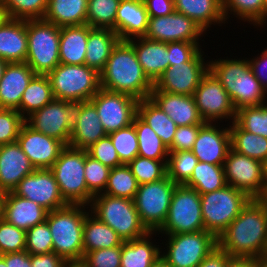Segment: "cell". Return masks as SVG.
Here are the masks:
<instances>
[{"label":"cell","instance_id":"cell-66","mask_svg":"<svg viewBox=\"0 0 267 267\" xmlns=\"http://www.w3.org/2000/svg\"><path fill=\"white\" fill-rule=\"evenodd\" d=\"M267 27V0H263V28Z\"/></svg>","mask_w":267,"mask_h":267},{"label":"cell","instance_id":"cell-60","mask_svg":"<svg viewBox=\"0 0 267 267\" xmlns=\"http://www.w3.org/2000/svg\"><path fill=\"white\" fill-rule=\"evenodd\" d=\"M65 260L54 252L31 255V267H63Z\"/></svg>","mask_w":267,"mask_h":267},{"label":"cell","instance_id":"cell-63","mask_svg":"<svg viewBox=\"0 0 267 267\" xmlns=\"http://www.w3.org/2000/svg\"><path fill=\"white\" fill-rule=\"evenodd\" d=\"M63 267H89L84 259L66 260Z\"/></svg>","mask_w":267,"mask_h":267},{"label":"cell","instance_id":"cell-73","mask_svg":"<svg viewBox=\"0 0 267 267\" xmlns=\"http://www.w3.org/2000/svg\"><path fill=\"white\" fill-rule=\"evenodd\" d=\"M265 182H267V163L265 164Z\"/></svg>","mask_w":267,"mask_h":267},{"label":"cell","instance_id":"cell-69","mask_svg":"<svg viewBox=\"0 0 267 267\" xmlns=\"http://www.w3.org/2000/svg\"><path fill=\"white\" fill-rule=\"evenodd\" d=\"M4 195H5V192L0 189V218H2Z\"/></svg>","mask_w":267,"mask_h":267},{"label":"cell","instance_id":"cell-54","mask_svg":"<svg viewBox=\"0 0 267 267\" xmlns=\"http://www.w3.org/2000/svg\"><path fill=\"white\" fill-rule=\"evenodd\" d=\"M83 259L89 267H120L121 246L87 252Z\"/></svg>","mask_w":267,"mask_h":267},{"label":"cell","instance_id":"cell-40","mask_svg":"<svg viewBox=\"0 0 267 267\" xmlns=\"http://www.w3.org/2000/svg\"><path fill=\"white\" fill-rule=\"evenodd\" d=\"M223 12L227 25L231 24L230 17H235L242 24L246 22L259 31L263 29V0H223Z\"/></svg>","mask_w":267,"mask_h":267},{"label":"cell","instance_id":"cell-13","mask_svg":"<svg viewBox=\"0 0 267 267\" xmlns=\"http://www.w3.org/2000/svg\"><path fill=\"white\" fill-rule=\"evenodd\" d=\"M193 97L204 122L222 124L227 121L226 124H231L235 121L236 108L229 94L210 70L201 79Z\"/></svg>","mask_w":267,"mask_h":267},{"label":"cell","instance_id":"cell-53","mask_svg":"<svg viewBox=\"0 0 267 267\" xmlns=\"http://www.w3.org/2000/svg\"><path fill=\"white\" fill-rule=\"evenodd\" d=\"M86 151L89 156L110 168L123 165L108 134L92 144Z\"/></svg>","mask_w":267,"mask_h":267},{"label":"cell","instance_id":"cell-49","mask_svg":"<svg viewBox=\"0 0 267 267\" xmlns=\"http://www.w3.org/2000/svg\"><path fill=\"white\" fill-rule=\"evenodd\" d=\"M111 168L103 165L99 160H96L86 155L84 176L88 191L96 196L104 192Z\"/></svg>","mask_w":267,"mask_h":267},{"label":"cell","instance_id":"cell-41","mask_svg":"<svg viewBox=\"0 0 267 267\" xmlns=\"http://www.w3.org/2000/svg\"><path fill=\"white\" fill-rule=\"evenodd\" d=\"M132 124L135 126L138 139V156L153 160H168L169 149L156 132L137 114Z\"/></svg>","mask_w":267,"mask_h":267},{"label":"cell","instance_id":"cell-47","mask_svg":"<svg viewBox=\"0 0 267 267\" xmlns=\"http://www.w3.org/2000/svg\"><path fill=\"white\" fill-rule=\"evenodd\" d=\"M122 164L127 165L138 156V139L133 124L108 134Z\"/></svg>","mask_w":267,"mask_h":267},{"label":"cell","instance_id":"cell-21","mask_svg":"<svg viewBox=\"0 0 267 267\" xmlns=\"http://www.w3.org/2000/svg\"><path fill=\"white\" fill-rule=\"evenodd\" d=\"M205 122L199 130L192 152L198 161L214 165H224L229 150L231 137L229 124Z\"/></svg>","mask_w":267,"mask_h":267},{"label":"cell","instance_id":"cell-30","mask_svg":"<svg viewBox=\"0 0 267 267\" xmlns=\"http://www.w3.org/2000/svg\"><path fill=\"white\" fill-rule=\"evenodd\" d=\"M128 41L133 45L143 71L155 83L169 66L167 43L145 37H137Z\"/></svg>","mask_w":267,"mask_h":267},{"label":"cell","instance_id":"cell-44","mask_svg":"<svg viewBox=\"0 0 267 267\" xmlns=\"http://www.w3.org/2000/svg\"><path fill=\"white\" fill-rule=\"evenodd\" d=\"M121 0H88L86 24L115 31V18Z\"/></svg>","mask_w":267,"mask_h":267},{"label":"cell","instance_id":"cell-24","mask_svg":"<svg viewBox=\"0 0 267 267\" xmlns=\"http://www.w3.org/2000/svg\"><path fill=\"white\" fill-rule=\"evenodd\" d=\"M36 74L26 63H8L0 80V109H14L20 113L23 92Z\"/></svg>","mask_w":267,"mask_h":267},{"label":"cell","instance_id":"cell-25","mask_svg":"<svg viewBox=\"0 0 267 267\" xmlns=\"http://www.w3.org/2000/svg\"><path fill=\"white\" fill-rule=\"evenodd\" d=\"M48 211L34 201L19 197L12 191L6 192L3 200L2 218L20 228L28 231L36 224L46 220Z\"/></svg>","mask_w":267,"mask_h":267},{"label":"cell","instance_id":"cell-50","mask_svg":"<svg viewBox=\"0 0 267 267\" xmlns=\"http://www.w3.org/2000/svg\"><path fill=\"white\" fill-rule=\"evenodd\" d=\"M25 251L30 255L53 252V239L46 220L26 231Z\"/></svg>","mask_w":267,"mask_h":267},{"label":"cell","instance_id":"cell-72","mask_svg":"<svg viewBox=\"0 0 267 267\" xmlns=\"http://www.w3.org/2000/svg\"><path fill=\"white\" fill-rule=\"evenodd\" d=\"M0 267H7L5 260L0 256Z\"/></svg>","mask_w":267,"mask_h":267},{"label":"cell","instance_id":"cell-17","mask_svg":"<svg viewBox=\"0 0 267 267\" xmlns=\"http://www.w3.org/2000/svg\"><path fill=\"white\" fill-rule=\"evenodd\" d=\"M226 183L258 198L265 185V164L230 149L224 161Z\"/></svg>","mask_w":267,"mask_h":267},{"label":"cell","instance_id":"cell-27","mask_svg":"<svg viewBox=\"0 0 267 267\" xmlns=\"http://www.w3.org/2000/svg\"><path fill=\"white\" fill-rule=\"evenodd\" d=\"M149 22L146 6L138 0H121L115 18V33L120 40L144 37Z\"/></svg>","mask_w":267,"mask_h":267},{"label":"cell","instance_id":"cell-2","mask_svg":"<svg viewBox=\"0 0 267 267\" xmlns=\"http://www.w3.org/2000/svg\"><path fill=\"white\" fill-rule=\"evenodd\" d=\"M99 74L101 88L130 95L138 101L150 98L154 87L128 40H119Z\"/></svg>","mask_w":267,"mask_h":267},{"label":"cell","instance_id":"cell-56","mask_svg":"<svg viewBox=\"0 0 267 267\" xmlns=\"http://www.w3.org/2000/svg\"><path fill=\"white\" fill-rule=\"evenodd\" d=\"M202 125L203 124L179 126L174 134L172 146L169 148V151L192 150Z\"/></svg>","mask_w":267,"mask_h":267},{"label":"cell","instance_id":"cell-15","mask_svg":"<svg viewBox=\"0 0 267 267\" xmlns=\"http://www.w3.org/2000/svg\"><path fill=\"white\" fill-rule=\"evenodd\" d=\"M107 134L126 128L137 114L138 100L130 95L103 88L91 98Z\"/></svg>","mask_w":267,"mask_h":267},{"label":"cell","instance_id":"cell-34","mask_svg":"<svg viewBox=\"0 0 267 267\" xmlns=\"http://www.w3.org/2000/svg\"><path fill=\"white\" fill-rule=\"evenodd\" d=\"M88 0H48L43 19L58 27L86 24Z\"/></svg>","mask_w":267,"mask_h":267},{"label":"cell","instance_id":"cell-19","mask_svg":"<svg viewBox=\"0 0 267 267\" xmlns=\"http://www.w3.org/2000/svg\"><path fill=\"white\" fill-rule=\"evenodd\" d=\"M207 35L192 19L182 13L174 11L170 15L149 17L145 38L168 42H204ZM201 40V41H200Z\"/></svg>","mask_w":267,"mask_h":267},{"label":"cell","instance_id":"cell-59","mask_svg":"<svg viewBox=\"0 0 267 267\" xmlns=\"http://www.w3.org/2000/svg\"><path fill=\"white\" fill-rule=\"evenodd\" d=\"M232 257L220 249L218 246L214 248L209 255L198 265V267H227Z\"/></svg>","mask_w":267,"mask_h":267},{"label":"cell","instance_id":"cell-71","mask_svg":"<svg viewBox=\"0 0 267 267\" xmlns=\"http://www.w3.org/2000/svg\"><path fill=\"white\" fill-rule=\"evenodd\" d=\"M259 267H267V259H259Z\"/></svg>","mask_w":267,"mask_h":267},{"label":"cell","instance_id":"cell-5","mask_svg":"<svg viewBox=\"0 0 267 267\" xmlns=\"http://www.w3.org/2000/svg\"><path fill=\"white\" fill-rule=\"evenodd\" d=\"M89 208L95 217L110 226L123 241L143 237L149 232L142 224L132 199L101 193L93 197Z\"/></svg>","mask_w":267,"mask_h":267},{"label":"cell","instance_id":"cell-31","mask_svg":"<svg viewBox=\"0 0 267 267\" xmlns=\"http://www.w3.org/2000/svg\"><path fill=\"white\" fill-rule=\"evenodd\" d=\"M157 234V232H148L143 237L124 241L121 246L120 267H152L161 257V248L163 247L157 245L160 240L158 239V243L156 242L157 239L154 238V235L159 237Z\"/></svg>","mask_w":267,"mask_h":267},{"label":"cell","instance_id":"cell-51","mask_svg":"<svg viewBox=\"0 0 267 267\" xmlns=\"http://www.w3.org/2000/svg\"><path fill=\"white\" fill-rule=\"evenodd\" d=\"M26 231L0 218V255L25 251Z\"/></svg>","mask_w":267,"mask_h":267},{"label":"cell","instance_id":"cell-58","mask_svg":"<svg viewBox=\"0 0 267 267\" xmlns=\"http://www.w3.org/2000/svg\"><path fill=\"white\" fill-rule=\"evenodd\" d=\"M144 4L149 17L166 16L175 11L174 0H147Z\"/></svg>","mask_w":267,"mask_h":267},{"label":"cell","instance_id":"cell-43","mask_svg":"<svg viewBox=\"0 0 267 267\" xmlns=\"http://www.w3.org/2000/svg\"><path fill=\"white\" fill-rule=\"evenodd\" d=\"M198 158L191 150L169 151L167 176L177 185H184L192 176Z\"/></svg>","mask_w":267,"mask_h":267},{"label":"cell","instance_id":"cell-7","mask_svg":"<svg viewBox=\"0 0 267 267\" xmlns=\"http://www.w3.org/2000/svg\"><path fill=\"white\" fill-rule=\"evenodd\" d=\"M55 99L80 103L90 101L100 90V74L87 65L59 64L47 74Z\"/></svg>","mask_w":267,"mask_h":267},{"label":"cell","instance_id":"cell-3","mask_svg":"<svg viewBox=\"0 0 267 267\" xmlns=\"http://www.w3.org/2000/svg\"><path fill=\"white\" fill-rule=\"evenodd\" d=\"M230 56L209 59V70L229 94L236 110L266 104L267 93L251 71L247 56Z\"/></svg>","mask_w":267,"mask_h":267},{"label":"cell","instance_id":"cell-68","mask_svg":"<svg viewBox=\"0 0 267 267\" xmlns=\"http://www.w3.org/2000/svg\"><path fill=\"white\" fill-rule=\"evenodd\" d=\"M7 64H8V62L0 59V80L3 77V74H4V71H5Z\"/></svg>","mask_w":267,"mask_h":267},{"label":"cell","instance_id":"cell-70","mask_svg":"<svg viewBox=\"0 0 267 267\" xmlns=\"http://www.w3.org/2000/svg\"><path fill=\"white\" fill-rule=\"evenodd\" d=\"M260 259H267V235H266V241H265V245H264Z\"/></svg>","mask_w":267,"mask_h":267},{"label":"cell","instance_id":"cell-18","mask_svg":"<svg viewBox=\"0 0 267 267\" xmlns=\"http://www.w3.org/2000/svg\"><path fill=\"white\" fill-rule=\"evenodd\" d=\"M12 192L34 201L48 212L68 205L50 169H35L33 173L26 175Z\"/></svg>","mask_w":267,"mask_h":267},{"label":"cell","instance_id":"cell-61","mask_svg":"<svg viewBox=\"0 0 267 267\" xmlns=\"http://www.w3.org/2000/svg\"><path fill=\"white\" fill-rule=\"evenodd\" d=\"M0 256L5 260L7 267H31V255L26 251Z\"/></svg>","mask_w":267,"mask_h":267},{"label":"cell","instance_id":"cell-9","mask_svg":"<svg viewBox=\"0 0 267 267\" xmlns=\"http://www.w3.org/2000/svg\"><path fill=\"white\" fill-rule=\"evenodd\" d=\"M28 52L26 63L35 74L47 75L60 64V27L44 19L26 20Z\"/></svg>","mask_w":267,"mask_h":267},{"label":"cell","instance_id":"cell-62","mask_svg":"<svg viewBox=\"0 0 267 267\" xmlns=\"http://www.w3.org/2000/svg\"><path fill=\"white\" fill-rule=\"evenodd\" d=\"M227 267H259V262L252 258H232Z\"/></svg>","mask_w":267,"mask_h":267},{"label":"cell","instance_id":"cell-20","mask_svg":"<svg viewBox=\"0 0 267 267\" xmlns=\"http://www.w3.org/2000/svg\"><path fill=\"white\" fill-rule=\"evenodd\" d=\"M17 143L35 169H50L66 146L60 140L35 131L26 122L20 129Z\"/></svg>","mask_w":267,"mask_h":267},{"label":"cell","instance_id":"cell-28","mask_svg":"<svg viewBox=\"0 0 267 267\" xmlns=\"http://www.w3.org/2000/svg\"><path fill=\"white\" fill-rule=\"evenodd\" d=\"M174 8L192 19L206 34L212 26L226 27L223 0H174Z\"/></svg>","mask_w":267,"mask_h":267},{"label":"cell","instance_id":"cell-12","mask_svg":"<svg viewBox=\"0 0 267 267\" xmlns=\"http://www.w3.org/2000/svg\"><path fill=\"white\" fill-rule=\"evenodd\" d=\"M176 185L167 175L161 180L139 185L133 201L149 232H157L165 222Z\"/></svg>","mask_w":267,"mask_h":267},{"label":"cell","instance_id":"cell-38","mask_svg":"<svg viewBox=\"0 0 267 267\" xmlns=\"http://www.w3.org/2000/svg\"><path fill=\"white\" fill-rule=\"evenodd\" d=\"M54 99L47 75L36 74L23 92L20 101V114L26 119Z\"/></svg>","mask_w":267,"mask_h":267},{"label":"cell","instance_id":"cell-42","mask_svg":"<svg viewBox=\"0 0 267 267\" xmlns=\"http://www.w3.org/2000/svg\"><path fill=\"white\" fill-rule=\"evenodd\" d=\"M139 184L135 176L131 173L130 168L123 164L111 168L108 182L103 194L134 199Z\"/></svg>","mask_w":267,"mask_h":267},{"label":"cell","instance_id":"cell-11","mask_svg":"<svg viewBox=\"0 0 267 267\" xmlns=\"http://www.w3.org/2000/svg\"><path fill=\"white\" fill-rule=\"evenodd\" d=\"M202 230H205V228L199 192L186 185H176L167 218L157 231L158 235H173Z\"/></svg>","mask_w":267,"mask_h":267},{"label":"cell","instance_id":"cell-16","mask_svg":"<svg viewBox=\"0 0 267 267\" xmlns=\"http://www.w3.org/2000/svg\"><path fill=\"white\" fill-rule=\"evenodd\" d=\"M76 103L54 99L33 112L25 122L35 131L69 145Z\"/></svg>","mask_w":267,"mask_h":267},{"label":"cell","instance_id":"cell-35","mask_svg":"<svg viewBox=\"0 0 267 267\" xmlns=\"http://www.w3.org/2000/svg\"><path fill=\"white\" fill-rule=\"evenodd\" d=\"M123 239L108 225L101 222L91 212L84 219V254L90 251L122 246Z\"/></svg>","mask_w":267,"mask_h":267},{"label":"cell","instance_id":"cell-8","mask_svg":"<svg viewBox=\"0 0 267 267\" xmlns=\"http://www.w3.org/2000/svg\"><path fill=\"white\" fill-rule=\"evenodd\" d=\"M250 199L245 192L228 184L219 190L201 194V211L205 230L218 238Z\"/></svg>","mask_w":267,"mask_h":267},{"label":"cell","instance_id":"cell-29","mask_svg":"<svg viewBox=\"0 0 267 267\" xmlns=\"http://www.w3.org/2000/svg\"><path fill=\"white\" fill-rule=\"evenodd\" d=\"M28 52L26 20L10 18L0 26V59L23 63Z\"/></svg>","mask_w":267,"mask_h":267},{"label":"cell","instance_id":"cell-67","mask_svg":"<svg viewBox=\"0 0 267 267\" xmlns=\"http://www.w3.org/2000/svg\"><path fill=\"white\" fill-rule=\"evenodd\" d=\"M152 267H171L162 257H160Z\"/></svg>","mask_w":267,"mask_h":267},{"label":"cell","instance_id":"cell-33","mask_svg":"<svg viewBox=\"0 0 267 267\" xmlns=\"http://www.w3.org/2000/svg\"><path fill=\"white\" fill-rule=\"evenodd\" d=\"M119 40L113 29L92 28L89 26L85 65L100 73L105 67L112 49Z\"/></svg>","mask_w":267,"mask_h":267},{"label":"cell","instance_id":"cell-23","mask_svg":"<svg viewBox=\"0 0 267 267\" xmlns=\"http://www.w3.org/2000/svg\"><path fill=\"white\" fill-rule=\"evenodd\" d=\"M35 170L17 142L0 146V189L10 192Z\"/></svg>","mask_w":267,"mask_h":267},{"label":"cell","instance_id":"cell-65","mask_svg":"<svg viewBox=\"0 0 267 267\" xmlns=\"http://www.w3.org/2000/svg\"><path fill=\"white\" fill-rule=\"evenodd\" d=\"M257 199L267 208V182H265L262 194Z\"/></svg>","mask_w":267,"mask_h":267},{"label":"cell","instance_id":"cell-36","mask_svg":"<svg viewBox=\"0 0 267 267\" xmlns=\"http://www.w3.org/2000/svg\"><path fill=\"white\" fill-rule=\"evenodd\" d=\"M137 115L156 132L168 149L172 146L178 126L151 98L138 101Z\"/></svg>","mask_w":267,"mask_h":267},{"label":"cell","instance_id":"cell-22","mask_svg":"<svg viewBox=\"0 0 267 267\" xmlns=\"http://www.w3.org/2000/svg\"><path fill=\"white\" fill-rule=\"evenodd\" d=\"M106 135L95 106L90 101L76 103L69 146L86 150Z\"/></svg>","mask_w":267,"mask_h":267},{"label":"cell","instance_id":"cell-10","mask_svg":"<svg viewBox=\"0 0 267 267\" xmlns=\"http://www.w3.org/2000/svg\"><path fill=\"white\" fill-rule=\"evenodd\" d=\"M162 236L161 257L171 267H198L217 247V238L206 230Z\"/></svg>","mask_w":267,"mask_h":267},{"label":"cell","instance_id":"cell-6","mask_svg":"<svg viewBox=\"0 0 267 267\" xmlns=\"http://www.w3.org/2000/svg\"><path fill=\"white\" fill-rule=\"evenodd\" d=\"M87 151L66 145L50 168L60 193L68 204L89 206L93 195L88 191L84 176Z\"/></svg>","mask_w":267,"mask_h":267},{"label":"cell","instance_id":"cell-57","mask_svg":"<svg viewBox=\"0 0 267 267\" xmlns=\"http://www.w3.org/2000/svg\"><path fill=\"white\" fill-rule=\"evenodd\" d=\"M249 67L267 93V47L257 55L248 58Z\"/></svg>","mask_w":267,"mask_h":267},{"label":"cell","instance_id":"cell-26","mask_svg":"<svg viewBox=\"0 0 267 267\" xmlns=\"http://www.w3.org/2000/svg\"><path fill=\"white\" fill-rule=\"evenodd\" d=\"M150 98L179 126L204 124L193 96L151 91Z\"/></svg>","mask_w":267,"mask_h":267},{"label":"cell","instance_id":"cell-39","mask_svg":"<svg viewBox=\"0 0 267 267\" xmlns=\"http://www.w3.org/2000/svg\"><path fill=\"white\" fill-rule=\"evenodd\" d=\"M184 185L194 188L200 195L219 190L227 185L224 167L199 161Z\"/></svg>","mask_w":267,"mask_h":267},{"label":"cell","instance_id":"cell-52","mask_svg":"<svg viewBox=\"0 0 267 267\" xmlns=\"http://www.w3.org/2000/svg\"><path fill=\"white\" fill-rule=\"evenodd\" d=\"M25 118L14 109H0V146L17 142Z\"/></svg>","mask_w":267,"mask_h":267},{"label":"cell","instance_id":"cell-45","mask_svg":"<svg viewBox=\"0 0 267 267\" xmlns=\"http://www.w3.org/2000/svg\"><path fill=\"white\" fill-rule=\"evenodd\" d=\"M167 160L136 156L127 164L139 185L161 180L167 175Z\"/></svg>","mask_w":267,"mask_h":267},{"label":"cell","instance_id":"cell-14","mask_svg":"<svg viewBox=\"0 0 267 267\" xmlns=\"http://www.w3.org/2000/svg\"><path fill=\"white\" fill-rule=\"evenodd\" d=\"M205 53L201 49L190 61L168 66L154 83L152 91L193 96L201 79L209 71V56Z\"/></svg>","mask_w":267,"mask_h":267},{"label":"cell","instance_id":"cell-55","mask_svg":"<svg viewBox=\"0 0 267 267\" xmlns=\"http://www.w3.org/2000/svg\"><path fill=\"white\" fill-rule=\"evenodd\" d=\"M202 42H168L169 66L190 61L202 48Z\"/></svg>","mask_w":267,"mask_h":267},{"label":"cell","instance_id":"cell-64","mask_svg":"<svg viewBox=\"0 0 267 267\" xmlns=\"http://www.w3.org/2000/svg\"><path fill=\"white\" fill-rule=\"evenodd\" d=\"M10 17L8 15L6 7L3 5L2 0H0V26L3 25Z\"/></svg>","mask_w":267,"mask_h":267},{"label":"cell","instance_id":"cell-4","mask_svg":"<svg viewBox=\"0 0 267 267\" xmlns=\"http://www.w3.org/2000/svg\"><path fill=\"white\" fill-rule=\"evenodd\" d=\"M89 212L87 205L68 204L47 213L46 221L53 239V252L65 261L83 259L84 219Z\"/></svg>","mask_w":267,"mask_h":267},{"label":"cell","instance_id":"cell-46","mask_svg":"<svg viewBox=\"0 0 267 267\" xmlns=\"http://www.w3.org/2000/svg\"><path fill=\"white\" fill-rule=\"evenodd\" d=\"M235 122L243 130L267 138V103L236 110Z\"/></svg>","mask_w":267,"mask_h":267},{"label":"cell","instance_id":"cell-1","mask_svg":"<svg viewBox=\"0 0 267 267\" xmlns=\"http://www.w3.org/2000/svg\"><path fill=\"white\" fill-rule=\"evenodd\" d=\"M267 235V208L251 198L217 238V246L232 258L259 260Z\"/></svg>","mask_w":267,"mask_h":267},{"label":"cell","instance_id":"cell-32","mask_svg":"<svg viewBox=\"0 0 267 267\" xmlns=\"http://www.w3.org/2000/svg\"><path fill=\"white\" fill-rule=\"evenodd\" d=\"M89 25L60 27L59 57L61 64L84 65Z\"/></svg>","mask_w":267,"mask_h":267},{"label":"cell","instance_id":"cell-37","mask_svg":"<svg viewBox=\"0 0 267 267\" xmlns=\"http://www.w3.org/2000/svg\"><path fill=\"white\" fill-rule=\"evenodd\" d=\"M231 149L239 154L267 163V138L243 130L235 121L229 124Z\"/></svg>","mask_w":267,"mask_h":267},{"label":"cell","instance_id":"cell-48","mask_svg":"<svg viewBox=\"0 0 267 267\" xmlns=\"http://www.w3.org/2000/svg\"><path fill=\"white\" fill-rule=\"evenodd\" d=\"M10 18L19 20L43 19L48 0H2Z\"/></svg>","mask_w":267,"mask_h":267}]
</instances>
